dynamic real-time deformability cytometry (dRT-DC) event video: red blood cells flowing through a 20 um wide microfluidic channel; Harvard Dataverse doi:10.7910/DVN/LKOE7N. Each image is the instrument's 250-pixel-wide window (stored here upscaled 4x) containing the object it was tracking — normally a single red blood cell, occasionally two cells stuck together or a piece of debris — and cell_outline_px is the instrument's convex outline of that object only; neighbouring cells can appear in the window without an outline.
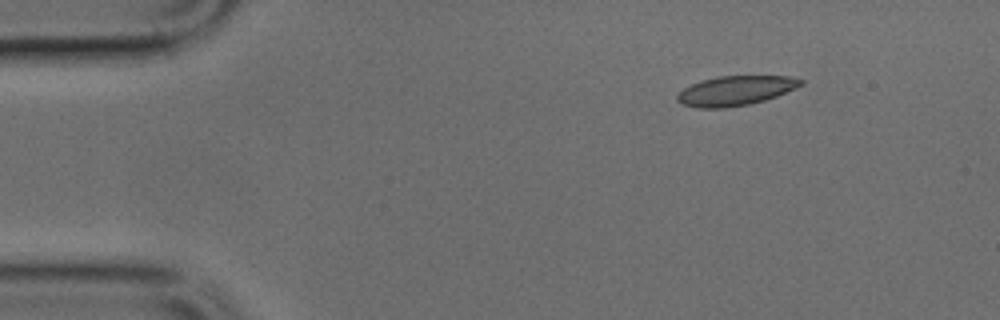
{"species": "common noctule bat (a hibernating species)", "species_latin": "Nyctalus noctula", "temperature_condition": "cold", "stored_images_in_passage": 2, "camera_frame_rate_fps": 3000, "um_per_image_px": 0.085, "animal": {"sex": "male", "body_mass_g": 17.9, "forearm_length_mm": 54.2}, "frame": {"image": 1, "passage_image": 1, "time_ms": 0.0, "image_size_px": [1000, 320], "cell_outline_px": [[804, 84], [796, 88], [776, 96], [764, 100], [748, 104], [724, 108], [700, 108], [680, 104], [676, 100], [676, 96], [684, 88], [700, 80], [720, 76], [788, 76], [804, 80]], "centroid_in_image_um": [62.5, 7.71], "position_along_channel_um": 22.5, "area_um2": 21.27}}